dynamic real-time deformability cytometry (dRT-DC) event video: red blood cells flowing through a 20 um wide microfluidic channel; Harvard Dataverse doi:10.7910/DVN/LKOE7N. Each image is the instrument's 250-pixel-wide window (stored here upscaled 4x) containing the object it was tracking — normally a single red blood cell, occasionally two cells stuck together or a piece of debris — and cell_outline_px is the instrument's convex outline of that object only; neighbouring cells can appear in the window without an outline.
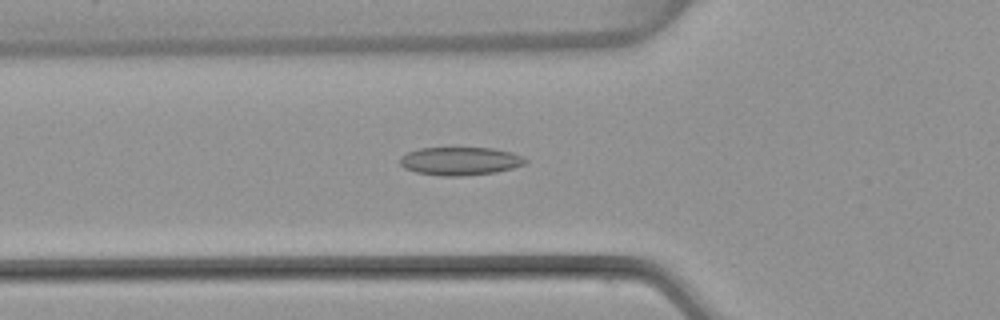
{"species": "common noctule bat (a hibernating species)", "species_latin": "Nyctalus noctula", "temperature_condition": "warm", "stored_images_in_passage": 29, "camera_frame_rate_fps": 3000, "um_per_image_px": 0.085, "animal": {"sex": "female", "body_mass_g": 22.7, "forearm_length_mm": 54.2}, "frame": {"image": 1, "passage_image": 19, "time_ms": 6.0, "image_size_px": [1000, 320], "cell_outline_px": [[528, 160], [524, 164], [512, 168], [496, 172], [460, 176], [440, 176], [416, 172], [404, 168], [400, 164], [400, 156], [408, 152], [420, 148], [492, 148], [512, 152]], "centroid_in_image_um": [39.08, 13.69], "position_along_channel_um": 86.7, "area_um2": 20.52}}
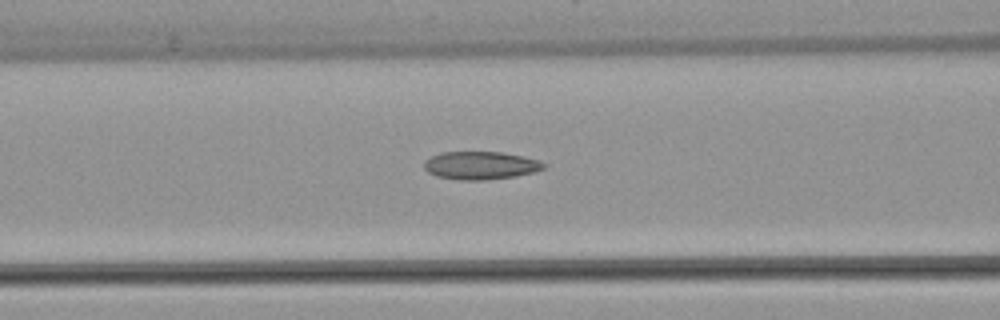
{"frame": {"image": 2, "passage_image": 22, "time_ms": 7.0, "image_size_px": [1000, 320], "cell_outline_px": [[548, 164], [544, 168], [536, 172], [516, 176], [484, 180], [460, 180], [436, 176], [428, 172], [424, 168], [424, 160], [440, 152], [500, 152], [540, 160]], "centroid_in_image_um": [40.86, 14.06], "position_along_channel_um": 125.7, "area_um2": 19.59}}
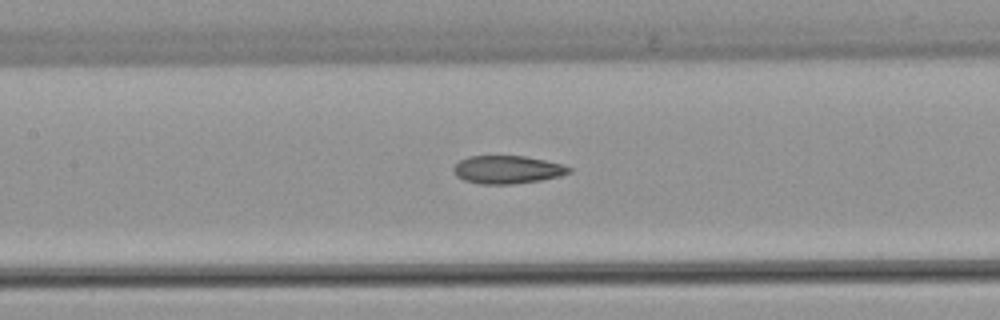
{"frame": {"image": 3, "passage_image": 25, "time_ms": 8.0, "image_size_px": [1000, 320], "cell_outline_px": [[572, 172], [560, 176], [540, 180], [512, 184], [480, 184], [464, 180], [456, 176], [452, 168], [460, 160], [468, 156], [524, 156], [564, 164], [572, 168]], "centroid_in_image_um": [43.13, 14.42], "position_along_channel_um": 164.3, "area_um2": 18.9}}